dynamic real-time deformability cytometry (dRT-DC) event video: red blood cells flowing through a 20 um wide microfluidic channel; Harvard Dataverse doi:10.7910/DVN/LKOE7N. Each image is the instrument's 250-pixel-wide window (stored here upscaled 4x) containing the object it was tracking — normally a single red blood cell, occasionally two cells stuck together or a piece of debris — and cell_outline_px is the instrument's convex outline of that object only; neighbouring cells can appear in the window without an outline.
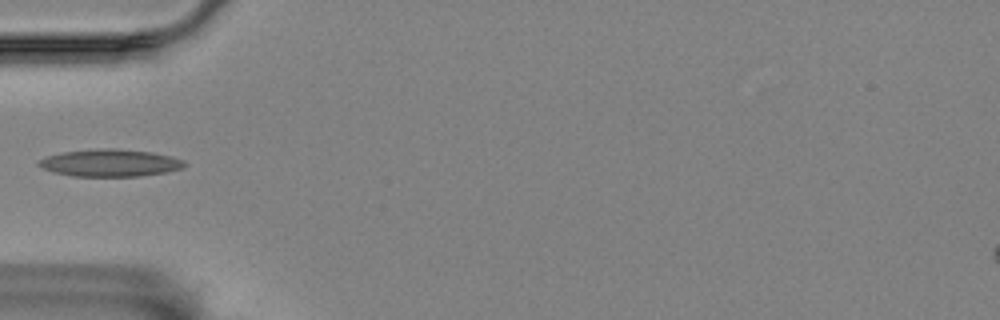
{"species": "Egyptian fruit bat (a non-hibernating species)", "species_latin": "Rousettus aegyptiacus", "temperature_condition": "room temperature", "stored_images_in_passage": 1, "camera_frame_rate_fps": 3000, "um_per_image_px": 0.085, "animal": {"sex": "female"}, "frame": {"image": 1, "passage_image": 1, "time_ms": 0.0, "image_size_px": [1000, 320], "cell_outline_px": [[188, 164], [184, 168], [168, 172], [140, 176], [72, 176], [52, 172], [36, 164], [40, 160], [48, 156], [64, 152], [100, 148], [116, 148], [152, 152], [172, 156], [184, 160]], "centroid_in_image_um": [9.43, 13.85], "position_along_channel_um": 75.6, "area_um2": 23.29}}